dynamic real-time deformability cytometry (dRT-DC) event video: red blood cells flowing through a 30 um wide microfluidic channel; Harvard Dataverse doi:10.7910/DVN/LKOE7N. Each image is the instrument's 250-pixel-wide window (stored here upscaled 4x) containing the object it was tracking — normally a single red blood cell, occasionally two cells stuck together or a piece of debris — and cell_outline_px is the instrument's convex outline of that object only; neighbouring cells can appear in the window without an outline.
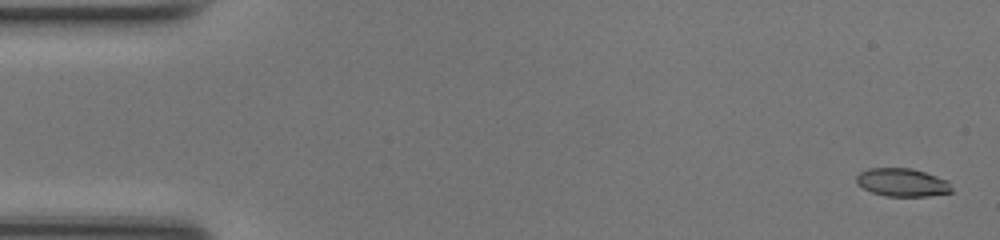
{"species": "common noctule bat (a hibernating species)", "species_latin": "Nyctalus noctula", "temperature_condition": "room temperature", "stored_images_in_passage": 50, "camera_frame_rate_fps": 3000, "um_per_image_px": 0.085, "animal": {"sex": "female", "body_mass_g": 17.0, "forearm_length_mm": 48.0}, "frame": {"image": 1, "passage_image": 2, "time_ms": 0.333, "image_size_px": [1000, 240], "cell_outline_px": [[952, 192], [928, 196], [884, 196], [872, 192], [864, 188], [856, 180], [856, 176], [860, 172], [868, 168], [912, 168], [948, 180], [952, 188]], "centroid_in_image_um": [76.71, 15.5], "position_along_channel_um": 8.3, "area_um2": 15.55}}
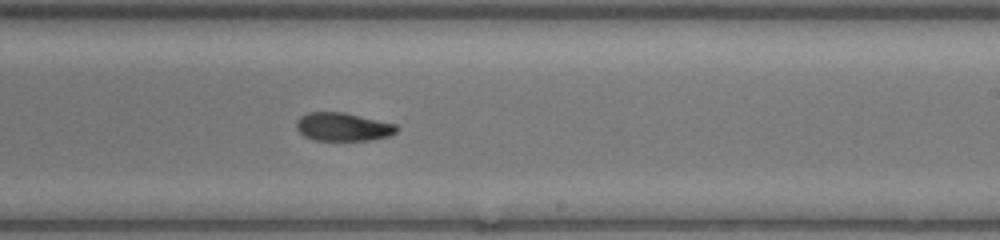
{"frame": {"image": 2, "passage_image": 30, "time_ms": 9.667, "image_size_px": [1000, 240], "cell_outline_px": [[400, 128], [396, 132], [388, 136], [372, 140], [312, 140], [304, 136], [296, 128], [296, 120], [300, 116], [308, 112], [344, 112], [396, 124]], "centroid_in_image_um": [29.14, 10.78], "position_along_channel_um": 259.9, "area_um2": 16.65}}
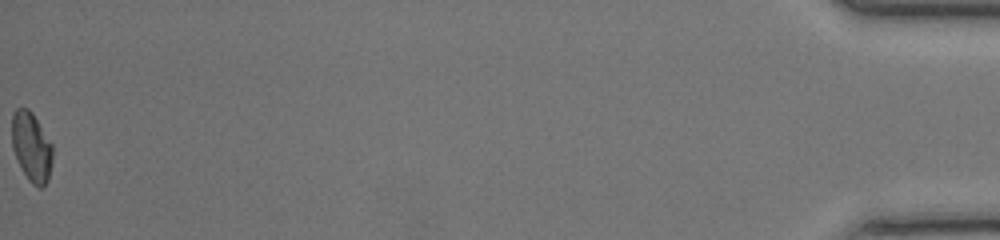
{"frame": {"image": 3, "passage_image": 50, "time_ms": 16.333, "image_size_px": [1000, 240], "cell_outline_px": [[52, 160], [48, 180], [40, 188], [32, 184], [28, 180], [12, 148], [12, 112], [16, 108], [28, 108], [32, 112], [52, 144]], "centroid_in_image_um": [2.67, 12.46], "position_along_channel_um": 432.5, "area_um2": 16.3}, "authors_computed_cell_mechanics": {"area_um2": 16.6753, "velocity_mm_per_s": 4.2478, "shape_relaxation_time_tau1_ms": null, "shape_relaxation_time_tau2_ms": 5.011, "deformation_change_tau1": null, "deformation_change_tau2": 0.1149}}